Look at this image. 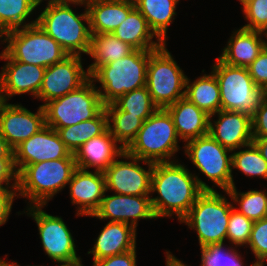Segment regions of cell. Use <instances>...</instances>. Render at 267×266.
I'll return each instance as SVG.
<instances>
[{"instance_id": "1", "label": "cell", "mask_w": 267, "mask_h": 266, "mask_svg": "<svg viewBox=\"0 0 267 266\" xmlns=\"http://www.w3.org/2000/svg\"><path fill=\"white\" fill-rule=\"evenodd\" d=\"M196 173L179 163L178 159L171 162L154 163L151 177L152 208L156 218L172 217L174 214L179 222L186 216L203 191H215L202 181Z\"/></svg>"}, {"instance_id": "2", "label": "cell", "mask_w": 267, "mask_h": 266, "mask_svg": "<svg viewBox=\"0 0 267 266\" xmlns=\"http://www.w3.org/2000/svg\"><path fill=\"white\" fill-rule=\"evenodd\" d=\"M72 4L47 2L36 23L51 36L68 55H88L92 38L87 7L76 13Z\"/></svg>"}, {"instance_id": "3", "label": "cell", "mask_w": 267, "mask_h": 266, "mask_svg": "<svg viewBox=\"0 0 267 266\" xmlns=\"http://www.w3.org/2000/svg\"><path fill=\"white\" fill-rule=\"evenodd\" d=\"M76 169L72 153L67 158L26 165L18 173V196L28 199L29 206H46L68 185Z\"/></svg>"}, {"instance_id": "4", "label": "cell", "mask_w": 267, "mask_h": 266, "mask_svg": "<svg viewBox=\"0 0 267 266\" xmlns=\"http://www.w3.org/2000/svg\"><path fill=\"white\" fill-rule=\"evenodd\" d=\"M150 50H134L129 55L100 66L90 78L96 86L104 105L120 96L146 86Z\"/></svg>"}, {"instance_id": "5", "label": "cell", "mask_w": 267, "mask_h": 266, "mask_svg": "<svg viewBox=\"0 0 267 266\" xmlns=\"http://www.w3.org/2000/svg\"><path fill=\"white\" fill-rule=\"evenodd\" d=\"M179 139L169 112L158 108L144 120L137 137L125 151L130 156L152 163L171 162L180 150Z\"/></svg>"}, {"instance_id": "6", "label": "cell", "mask_w": 267, "mask_h": 266, "mask_svg": "<svg viewBox=\"0 0 267 266\" xmlns=\"http://www.w3.org/2000/svg\"><path fill=\"white\" fill-rule=\"evenodd\" d=\"M233 207L226 195L222 196L217 190L203 191L180 223L197 232L200 247L224 243Z\"/></svg>"}, {"instance_id": "7", "label": "cell", "mask_w": 267, "mask_h": 266, "mask_svg": "<svg viewBox=\"0 0 267 266\" xmlns=\"http://www.w3.org/2000/svg\"><path fill=\"white\" fill-rule=\"evenodd\" d=\"M211 70L219 83L221 110L252 115L267 95L254 83L246 67L229 65L217 57Z\"/></svg>"}, {"instance_id": "8", "label": "cell", "mask_w": 267, "mask_h": 266, "mask_svg": "<svg viewBox=\"0 0 267 266\" xmlns=\"http://www.w3.org/2000/svg\"><path fill=\"white\" fill-rule=\"evenodd\" d=\"M0 44L14 60L45 68L68 56L37 23L6 32Z\"/></svg>"}, {"instance_id": "9", "label": "cell", "mask_w": 267, "mask_h": 266, "mask_svg": "<svg viewBox=\"0 0 267 266\" xmlns=\"http://www.w3.org/2000/svg\"><path fill=\"white\" fill-rule=\"evenodd\" d=\"M46 126L65 128L96 117L105 105L95 82L89 78L78 89L44 106Z\"/></svg>"}, {"instance_id": "10", "label": "cell", "mask_w": 267, "mask_h": 266, "mask_svg": "<svg viewBox=\"0 0 267 266\" xmlns=\"http://www.w3.org/2000/svg\"><path fill=\"white\" fill-rule=\"evenodd\" d=\"M186 78L184 71L167 50L166 43L156 50H150L146 87L158 108H166L185 97Z\"/></svg>"}, {"instance_id": "11", "label": "cell", "mask_w": 267, "mask_h": 266, "mask_svg": "<svg viewBox=\"0 0 267 266\" xmlns=\"http://www.w3.org/2000/svg\"><path fill=\"white\" fill-rule=\"evenodd\" d=\"M184 154L193 166L224 192L235 186L232 174V151L223 147L209 134L184 144ZM229 154V155H228Z\"/></svg>"}, {"instance_id": "12", "label": "cell", "mask_w": 267, "mask_h": 266, "mask_svg": "<svg viewBox=\"0 0 267 266\" xmlns=\"http://www.w3.org/2000/svg\"><path fill=\"white\" fill-rule=\"evenodd\" d=\"M44 205L27 206L23 211L38 226L43 251L53 262L73 264L82 261L77 256L74 238L61 216H53L42 210Z\"/></svg>"}, {"instance_id": "13", "label": "cell", "mask_w": 267, "mask_h": 266, "mask_svg": "<svg viewBox=\"0 0 267 266\" xmlns=\"http://www.w3.org/2000/svg\"><path fill=\"white\" fill-rule=\"evenodd\" d=\"M118 159L116 158L103 172L106 191L122 195L151 196L154 163L130 156L126 151H123ZM140 163L147 165L148 170Z\"/></svg>"}, {"instance_id": "14", "label": "cell", "mask_w": 267, "mask_h": 266, "mask_svg": "<svg viewBox=\"0 0 267 266\" xmlns=\"http://www.w3.org/2000/svg\"><path fill=\"white\" fill-rule=\"evenodd\" d=\"M89 78L88 71L83 68L82 57L68 55L46 68L37 99L44 102L43 107L47 102L78 89Z\"/></svg>"}, {"instance_id": "15", "label": "cell", "mask_w": 267, "mask_h": 266, "mask_svg": "<svg viewBox=\"0 0 267 266\" xmlns=\"http://www.w3.org/2000/svg\"><path fill=\"white\" fill-rule=\"evenodd\" d=\"M13 150L17 173L26 165L67 158L71 154L57 131L49 126H45Z\"/></svg>"}, {"instance_id": "16", "label": "cell", "mask_w": 267, "mask_h": 266, "mask_svg": "<svg viewBox=\"0 0 267 266\" xmlns=\"http://www.w3.org/2000/svg\"><path fill=\"white\" fill-rule=\"evenodd\" d=\"M90 217L109 222H124L136 230L140 219H157L150 196H134L113 193L104 194L97 211Z\"/></svg>"}, {"instance_id": "17", "label": "cell", "mask_w": 267, "mask_h": 266, "mask_svg": "<svg viewBox=\"0 0 267 266\" xmlns=\"http://www.w3.org/2000/svg\"><path fill=\"white\" fill-rule=\"evenodd\" d=\"M0 59L6 61L1 68L0 83L6 101L12 96L28 93L37 98L46 68L14 60L4 49Z\"/></svg>"}, {"instance_id": "18", "label": "cell", "mask_w": 267, "mask_h": 266, "mask_svg": "<svg viewBox=\"0 0 267 266\" xmlns=\"http://www.w3.org/2000/svg\"><path fill=\"white\" fill-rule=\"evenodd\" d=\"M45 126V111L41 105L35 113L18 103L7 102L1 109L0 133L13 149Z\"/></svg>"}, {"instance_id": "19", "label": "cell", "mask_w": 267, "mask_h": 266, "mask_svg": "<svg viewBox=\"0 0 267 266\" xmlns=\"http://www.w3.org/2000/svg\"><path fill=\"white\" fill-rule=\"evenodd\" d=\"M216 115L218 119L212 121ZM208 134L230 151L249 145L253 141L251 115L220 110L210 116Z\"/></svg>"}, {"instance_id": "20", "label": "cell", "mask_w": 267, "mask_h": 266, "mask_svg": "<svg viewBox=\"0 0 267 266\" xmlns=\"http://www.w3.org/2000/svg\"><path fill=\"white\" fill-rule=\"evenodd\" d=\"M68 186L71 203L77 205V216H92L107 192L105 176L102 171L77 168Z\"/></svg>"}, {"instance_id": "21", "label": "cell", "mask_w": 267, "mask_h": 266, "mask_svg": "<svg viewBox=\"0 0 267 266\" xmlns=\"http://www.w3.org/2000/svg\"><path fill=\"white\" fill-rule=\"evenodd\" d=\"M232 33L219 58L229 65L247 68L267 46V34L242 27Z\"/></svg>"}, {"instance_id": "22", "label": "cell", "mask_w": 267, "mask_h": 266, "mask_svg": "<svg viewBox=\"0 0 267 266\" xmlns=\"http://www.w3.org/2000/svg\"><path fill=\"white\" fill-rule=\"evenodd\" d=\"M125 151L108 131L84 143L74 154L77 168L104 172Z\"/></svg>"}, {"instance_id": "23", "label": "cell", "mask_w": 267, "mask_h": 266, "mask_svg": "<svg viewBox=\"0 0 267 266\" xmlns=\"http://www.w3.org/2000/svg\"><path fill=\"white\" fill-rule=\"evenodd\" d=\"M137 230L124 222H107L99 233L92 250L93 261L121 254L136 248Z\"/></svg>"}, {"instance_id": "24", "label": "cell", "mask_w": 267, "mask_h": 266, "mask_svg": "<svg viewBox=\"0 0 267 266\" xmlns=\"http://www.w3.org/2000/svg\"><path fill=\"white\" fill-rule=\"evenodd\" d=\"M165 109L171 115L177 135L183 142L208 134L210 116L187 98H180Z\"/></svg>"}, {"instance_id": "25", "label": "cell", "mask_w": 267, "mask_h": 266, "mask_svg": "<svg viewBox=\"0 0 267 266\" xmlns=\"http://www.w3.org/2000/svg\"><path fill=\"white\" fill-rule=\"evenodd\" d=\"M134 8L133 0H91L87 5L91 34L112 33Z\"/></svg>"}, {"instance_id": "26", "label": "cell", "mask_w": 267, "mask_h": 266, "mask_svg": "<svg viewBox=\"0 0 267 266\" xmlns=\"http://www.w3.org/2000/svg\"><path fill=\"white\" fill-rule=\"evenodd\" d=\"M112 34L135 50H156L164 44L150 29L146 18L136 7Z\"/></svg>"}, {"instance_id": "27", "label": "cell", "mask_w": 267, "mask_h": 266, "mask_svg": "<svg viewBox=\"0 0 267 266\" xmlns=\"http://www.w3.org/2000/svg\"><path fill=\"white\" fill-rule=\"evenodd\" d=\"M185 98L194 103L209 116L221 110L220 87L215 74L199 76L196 80L190 81L186 78Z\"/></svg>"}, {"instance_id": "28", "label": "cell", "mask_w": 267, "mask_h": 266, "mask_svg": "<svg viewBox=\"0 0 267 266\" xmlns=\"http://www.w3.org/2000/svg\"><path fill=\"white\" fill-rule=\"evenodd\" d=\"M135 7L146 18L150 29L166 43L169 25L175 20L180 0H133Z\"/></svg>"}, {"instance_id": "29", "label": "cell", "mask_w": 267, "mask_h": 266, "mask_svg": "<svg viewBox=\"0 0 267 266\" xmlns=\"http://www.w3.org/2000/svg\"><path fill=\"white\" fill-rule=\"evenodd\" d=\"M135 49L112 33L92 34L88 55L94 62L87 68L91 76L100 66L123 58Z\"/></svg>"}, {"instance_id": "30", "label": "cell", "mask_w": 267, "mask_h": 266, "mask_svg": "<svg viewBox=\"0 0 267 266\" xmlns=\"http://www.w3.org/2000/svg\"><path fill=\"white\" fill-rule=\"evenodd\" d=\"M67 149L75 154L88 140L102 135L107 129V114L105 108L94 118L82 121L65 128H53Z\"/></svg>"}, {"instance_id": "31", "label": "cell", "mask_w": 267, "mask_h": 266, "mask_svg": "<svg viewBox=\"0 0 267 266\" xmlns=\"http://www.w3.org/2000/svg\"><path fill=\"white\" fill-rule=\"evenodd\" d=\"M105 111L108 131L117 143H120V146L126 150L137 137L144 121L138 116L120 110L114 103L105 105Z\"/></svg>"}, {"instance_id": "32", "label": "cell", "mask_w": 267, "mask_h": 266, "mask_svg": "<svg viewBox=\"0 0 267 266\" xmlns=\"http://www.w3.org/2000/svg\"><path fill=\"white\" fill-rule=\"evenodd\" d=\"M40 4V0H0V41L8 31L36 24L37 19L28 18Z\"/></svg>"}, {"instance_id": "33", "label": "cell", "mask_w": 267, "mask_h": 266, "mask_svg": "<svg viewBox=\"0 0 267 266\" xmlns=\"http://www.w3.org/2000/svg\"><path fill=\"white\" fill-rule=\"evenodd\" d=\"M225 193L230 197L233 205L238 203V207L233 208L251 221L255 222L267 217V191L251 189L247 192H239L237 187L233 186Z\"/></svg>"}, {"instance_id": "34", "label": "cell", "mask_w": 267, "mask_h": 266, "mask_svg": "<svg viewBox=\"0 0 267 266\" xmlns=\"http://www.w3.org/2000/svg\"><path fill=\"white\" fill-rule=\"evenodd\" d=\"M231 165L232 172L233 169H237L247 177L267 180V161L253 143L240 147L238 151H232Z\"/></svg>"}, {"instance_id": "35", "label": "cell", "mask_w": 267, "mask_h": 266, "mask_svg": "<svg viewBox=\"0 0 267 266\" xmlns=\"http://www.w3.org/2000/svg\"><path fill=\"white\" fill-rule=\"evenodd\" d=\"M120 110L138 116L143 121L150 117L158 107L153 103L146 86L127 92L113 102Z\"/></svg>"}, {"instance_id": "36", "label": "cell", "mask_w": 267, "mask_h": 266, "mask_svg": "<svg viewBox=\"0 0 267 266\" xmlns=\"http://www.w3.org/2000/svg\"><path fill=\"white\" fill-rule=\"evenodd\" d=\"M225 248L224 243L200 247V266H244L242 262L244 258L238 252L237 247L230 246ZM251 266H255V263L251 264Z\"/></svg>"}, {"instance_id": "37", "label": "cell", "mask_w": 267, "mask_h": 266, "mask_svg": "<svg viewBox=\"0 0 267 266\" xmlns=\"http://www.w3.org/2000/svg\"><path fill=\"white\" fill-rule=\"evenodd\" d=\"M254 222L245 215L232 208L227 227V240L233 247H246L250 240L251 231Z\"/></svg>"}, {"instance_id": "38", "label": "cell", "mask_w": 267, "mask_h": 266, "mask_svg": "<svg viewBox=\"0 0 267 266\" xmlns=\"http://www.w3.org/2000/svg\"><path fill=\"white\" fill-rule=\"evenodd\" d=\"M241 4L248 21L242 28L267 34V0H246Z\"/></svg>"}, {"instance_id": "39", "label": "cell", "mask_w": 267, "mask_h": 266, "mask_svg": "<svg viewBox=\"0 0 267 266\" xmlns=\"http://www.w3.org/2000/svg\"><path fill=\"white\" fill-rule=\"evenodd\" d=\"M247 246L256 258L255 264L267 261V217L254 222Z\"/></svg>"}, {"instance_id": "40", "label": "cell", "mask_w": 267, "mask_h": 266, "mask_svg": "<svg viewBox=\"0 0 267 266\" xmlns=\"http://www.w3.org/2000/svg\"><path fill=\"white\" fill-rule=\"evenodd\" d=\"M247 68L254 83L267 92V46Z\"/></svg>"}, {"instance_id": "41", "label": "cell", "mask_w": 267, "mask_h": 266, "mask_svg": "<svg viewBox=\"0 0 267 266\" xmlns=\"http://www.w3.org/2000/svg\"><path fill=\"white\" fill-rule=\"evenodd\" d=\"M17 186L0 185V226L8 221L13 202L18 198Z\"/></svg>"}, {"instance_id": "42", "label": "cell", "mask_w": 267, "mask_h": 266, "mask_svg": "<svg viewBox=\"0 0 267 266\" xmlns=\"http://www.w3.org/2000/svg\"><path fill=\"white\" fill-rule=\"evenodd\" d=\"M253 138H267V95L251 115Z\"/></svg>"}, {"instance_id": "43", "label": "cell", "mask_w": 267, "mask_h": 266, "mask_svg": "<svg viewBox=\"0 0 267 266\" xmlns=\"http://www.w3.org/2000/svg\"><path fill=\"white\" fill-rule=\"evenodd\" d=\"M136 248L121 254L93 261V266H137Z\"/></svg>"}, {"instance_id": "44", "label": "cell", "mask_w": 267, "mask_h": 266, "mask_svg": "<svg viewBox=\"0 0 267 266\" xmlns=\"http://www.w3.org/2000/svg\"><path fill=\"white\" fill-rule=\"evenodd\" d=\"M4 184L18 185V173L14 165V159H0V185Z\"/></svg>"}, {"instance_id": "45", "label": "cell", "mask_w": 267, "mask_h": 266, "mask_svg": "<svg viewBox=\"0 0 267 266\" xmlns=\"http://www.w3.org/2000/svg\"><path fill=\"white\" fill-rule=\"evenodd\" d=\"M0 159H14V150L0 133Z\"/></svg>"}, {"instance_id": "46", "label": "cell", "mask_w": 267, "mask_h": 266, "mask_svg": "<svg viewBox=\"0 0 267 266\" xmlns=\"http://www.w3.org/2000/svg\"><path fill=\"white\" fill-rule=\"evenodd\" d=\"M252 143L257 147L260 154L267 161V138H253Z\"/></svg>"}, {"instance_id": "47", "label": "cell", "mask_w": 267, "mask_h": 266, "mask_svg": "<svg viewBox=\"0 0 267 266\" xmlns=\"http://www.w3.org/2000/svg\"><path fill=\"white\" fill-rule=\"evenodd\" d=\"M166 266H188L181 260L177 259L170 251L166 250Z\"/></svg>"}, {"instance_id": "48", "label": "cell", "mask_w": 267, "mask_h": 266, "mask_svg": "<svg viewBox=\"0 0 267 266\" xmlns=\"http://www.w3.org/2000/svg\"><path fill=\"white\" fill-rule=\"evenodd\" d=\"M46 1V0H44ZM91 0H47V2H51V3H65V4H73V5H78V6H84L87 7L88 3ZM40 2H43V0H40Z\"/></svg>"}, {"instance_id": "49", "label": "cell", "mask_w": 267, "mask_h": 266, "mask_svg": "<svg viewBox=\"0 0 267 266\" xmlns=\"http://www.w3.org/2000/svg\"><path fill=\"white\" fill-rule=\"evenodd\" d=\"M10 262L0 258V266H20L17 261L15 262L14 260L13 261L11 260Z\"/></svg>"}, {"instance_id": "50", "label": "cell", "mask_w": 267, "mask_h": 266, "mask_svg": "<svg viewBox=\"0 0 267 266\" xmlns=\"http://www.w3.org/2000/svg\"><path fill=\"white\" fill-rule=\"evenodd\" d=\"M7 103L5 96H4V92L0 83V113H1V109L3 108V106Z\"/></svg>"}, {"instance_id": "51", "label": "cell", "mask_w": 267, "mask_h": 266, "mask_svg": "<svg viewBox=\"0 0 267 266\" xmlns=\"http://www.w3.org/2000/svg\"><path fill=\"white\" fill-rule=\"evenodd\" d=\"M36 266V265H32ZM42 266V265H41ZM58 266H83L82 261L73 264H59Z\"/></svg>"}, {"instance_id": "52", "label": "cell", "mask_w": 267, "mask_h": 266, "mask_svg": "<svg viewBox=\"0 0 267 266\" xmlns=\"http://www.w3.org/2000/svg\"><path fill=\"white\" fill-rule=\"evenodd\" d=\"M264 264H265L264 261H262V262L255 264V266H265Z\"/></svg>"}]
</instances>
